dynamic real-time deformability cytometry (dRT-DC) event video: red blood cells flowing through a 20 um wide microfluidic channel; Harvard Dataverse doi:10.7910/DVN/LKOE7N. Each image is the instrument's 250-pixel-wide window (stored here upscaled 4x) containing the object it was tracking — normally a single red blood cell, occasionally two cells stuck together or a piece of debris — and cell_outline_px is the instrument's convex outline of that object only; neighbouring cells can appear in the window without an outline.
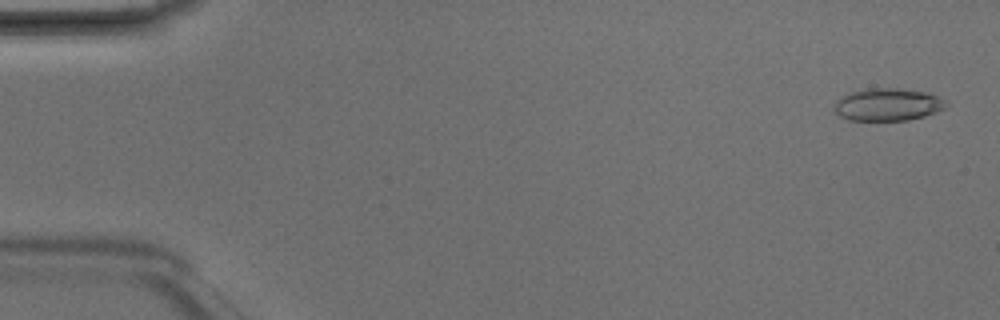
{"species": "Egyptian fruit bat (a non-hibernating species)", "species_latin": "Rousettus aegyptiacus", "temperature_condition": "room temperature", "stored_images_in_passage": 4, "camera_frame_rate_fps": 3000, "um_per_image_px": 0.085, "animal": {"sex": "male"}, "frame": {"image": 1, "passage_image": 1, "time_ms": 0.0, "image_size_px": [1000, 320], "cell_outline_px": [[948, 104], [944, 108], [936, 112], [924, 116], [908, 120], [848, 120], [840, 116], [832, 108], [832, 104], [840, 96], [852, 92], [868, 88], [900, 88], [924, 92], [948, 100]], "centroid_in_image_um": [75.43, 8.88], "position_along_channel_um": 9.6, "area_um2": 21.33}}
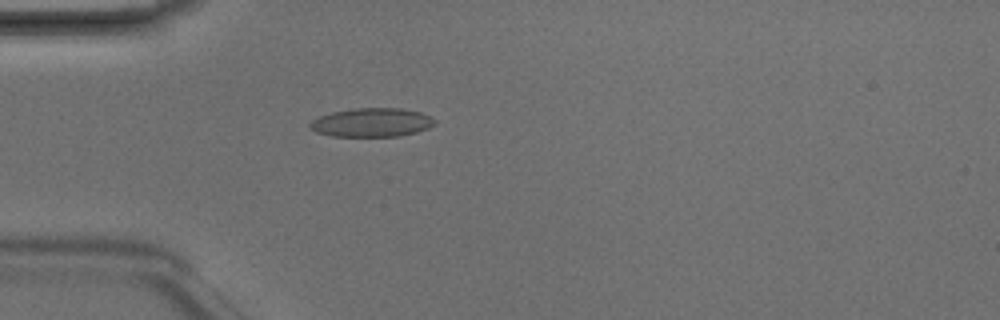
{"frame": {"image": 2, "passage_image": 4, "time_ms": 1.0, "image_size_px": [1000, 320], "cell_outline_px": [[436, 124], [428, 128], [416, 132], [400, 136], [332, 136], [316, 132], [308, 128], [308, 124], [312, 120], [320, 116], [332, 112], [356, 108], [404, 108], [420, 112], [436, 120]], "centroid_in_image_um": [31.59, 10.41], "position_along_channel_um": 53.4, "area_um2": 20.98}}